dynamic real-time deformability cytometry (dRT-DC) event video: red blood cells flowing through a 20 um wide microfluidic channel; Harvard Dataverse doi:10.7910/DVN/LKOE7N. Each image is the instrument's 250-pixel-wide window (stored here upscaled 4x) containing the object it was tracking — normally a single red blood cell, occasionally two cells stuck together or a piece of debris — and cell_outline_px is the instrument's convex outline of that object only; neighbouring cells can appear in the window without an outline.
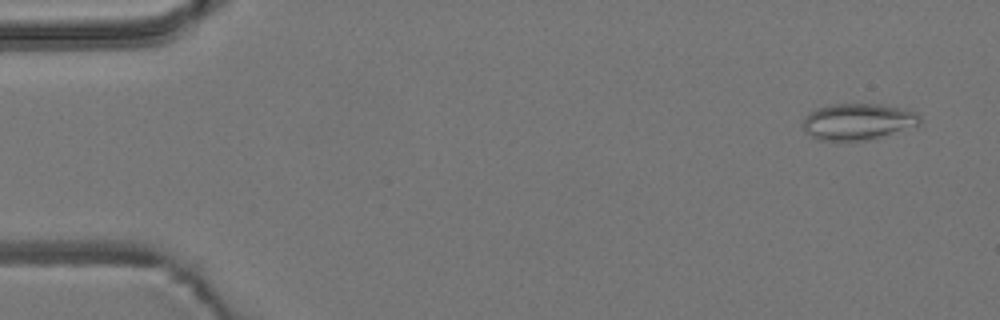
{"species": "common noctule bat (a hibernating species)", "species_latin": "Nyctalus noctula", "temperature_condition": "room temperature", "stored_images_in_passage": 55, "camera_frame_rate_fps": 3000, "um_per_image_px": 0.085, "animal": {"sex": "male", "body_mass_g": 19.2, "forearm_length_mm": 51.8}, "frame": {"image": 1, "passage_image": 3, "time_ms": 0.667, "image_size_px": [1000, 320], "cell_outline_px": [[920, 124], [876, 140], [816, 140], [804, 128], [804, 116], [808, 112], [816, 108], [836, 104], [880, 104], [916, 112], [920, 116]], "centroid_in_image_um": [72.94, 10.35], "position_along_channel_um": 12.1, "area_um2": 24.85}}
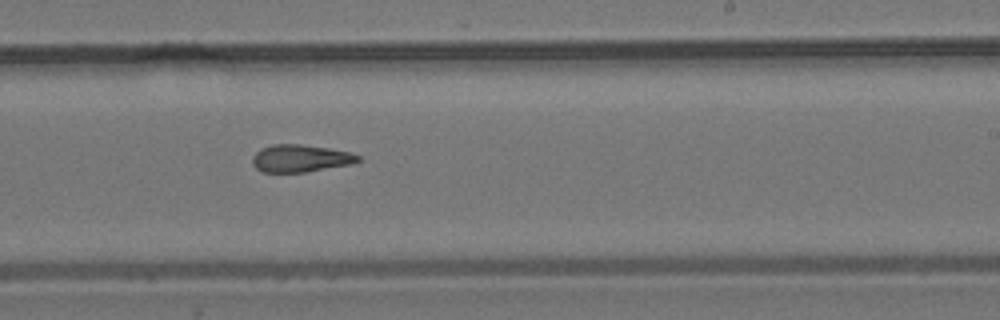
{"frame": {"image": 2, "passage_image": 33, "time_ms": 10.667, "image_size_px": [1000, 320], "cell_outline_px": [[360, 160], [352, 164], [304, 172], [260, 172], [252, 164], [252, 156], [260, 148], [272, 144], [300, 144], [328, 148], [352, 152], [360, 156]], "centroid_in_image_um": [25.51, 13.45], "position_along_channel_um": 263.5, "area_um2": 16.99}}
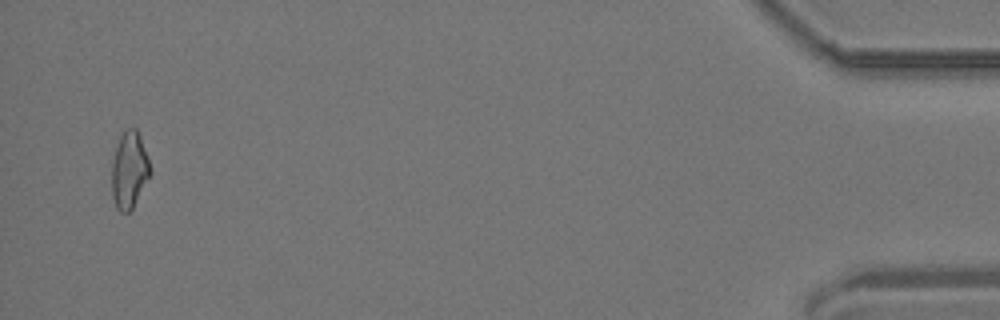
{"frame": {"image": 3, "passage_image": 53, "time_ms": 17.333, "image_size_px": [1000, 320], "cell_outline_px": [[152, 172], [132, 208], [128, 212], [120, 212], [116, 208], [112, 196], [112, 160], [120, 136], [124, 128], [136, 128], [140, 136]], "centroid_in_image_um": [10.98, 14.45], "position_along_channel_um": 424.2, "area_um2": 17.05}, "authors_computed_cell_mechanics": {"area_um2": 17.4556, "velocity_mm_per_s": 3.7469, "shape_relaxation_time_tau1_ms": null, "shape_relaxation_time_tau2_ms": 4.7279, "deformation_change_tau1": null, "deformation_change_tau2": 0.1447}}